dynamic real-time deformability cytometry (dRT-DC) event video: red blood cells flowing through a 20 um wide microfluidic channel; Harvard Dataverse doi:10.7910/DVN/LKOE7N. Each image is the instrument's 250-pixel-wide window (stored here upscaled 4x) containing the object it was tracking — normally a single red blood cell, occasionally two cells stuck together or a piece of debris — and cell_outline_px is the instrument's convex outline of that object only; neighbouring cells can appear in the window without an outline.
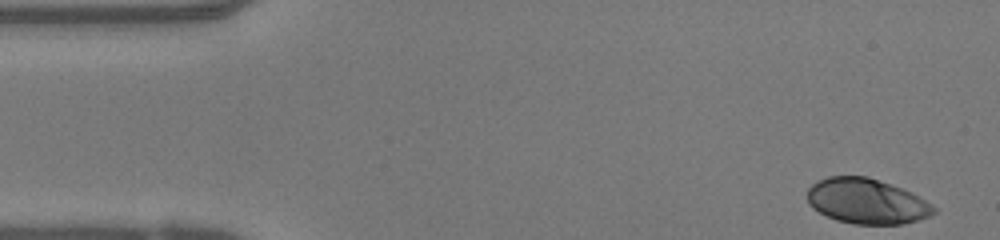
{"species": "human", "species_latin": "Homo sapiens", "temperature_condition": "warm", "stored_images_in_passage": 47, "camera_frame_rate_fps": 3000, "um_per_image_px": 0.085, "donor": {"sex": "female"}, "frame": {"image": 1, "passage_image": 1, "time_ms": 0.0, "image_size_px": [1000, 240], "cell_outline_px": [[936, 212], [928, 216], [916, 220], [900, 224], [852, 224], [836, 220], [812, 208], [808, 204], [808, 188], [816, 180], [828, 176], [868, 176], [900, 188], [924, 200], [936, 208]], "centroid_in_image_um": [73.6, 17.1], "position_along_channel_um": 11.4, "area_um2": 33.0}}
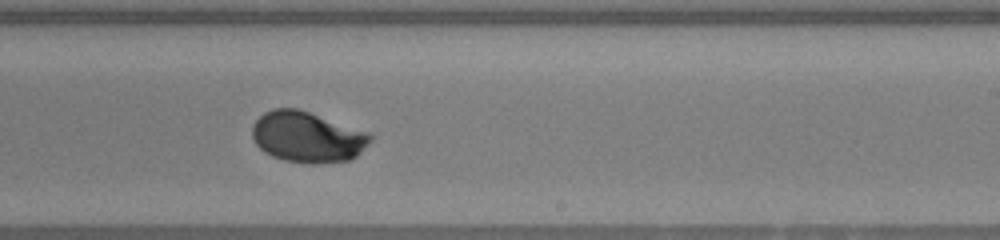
{"frame": {"image": 2, "passage_image": 27, "time_ms": 8.667, "image_size_px": [1000, 240], "cell_outline_px": [[372, 140], [356, 156], [348, 160], [316, 164], [312, 164], [284, 160], [272, 156], [264, 152], [256, 144], [252, 136], [252, 124], [264, 112], [272, 108], [296, 108], [368, 132], [372, 136]], "centroid_in_image_um": [26.09, 11.65], "position_along_channel_um": 262.9, "area_um2": 34.8}}
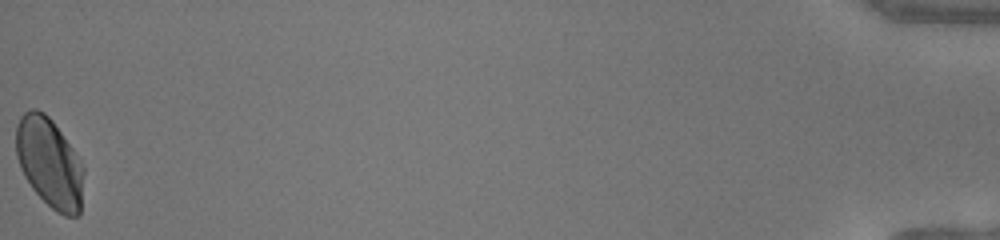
{"frame": {"image": 3, "passage_image": 47, "time_ms": 15.333, "image_size_px": [1000, 240], "cell_outline_px": [[84, 172], [80, 216], [64, 216], [56, 212], [32, 188], [24, 176], [20, 168], [16, 156], [16, 124], [20, 116], [24, 112], [32, 108], [36, 108], [44, 112], [52, 120], [72, 148], [80, 160], [84, 168]], "centroid_in_image_um": [4.2, 13.83], "position_along_channel_um": 431.0, "area_um2": 35.49}, "authors_computed_cell_mechanics": {"area_um2": 34.3332, "velocity_mm_per_s": 4.1781, "shape_relaxation_time_tau1_ms": 3.0863, "shape_relaxation_time_tau2_ms": null, "deformation_change_tau1": 0.1605, "deformation_change_tau2": null}}